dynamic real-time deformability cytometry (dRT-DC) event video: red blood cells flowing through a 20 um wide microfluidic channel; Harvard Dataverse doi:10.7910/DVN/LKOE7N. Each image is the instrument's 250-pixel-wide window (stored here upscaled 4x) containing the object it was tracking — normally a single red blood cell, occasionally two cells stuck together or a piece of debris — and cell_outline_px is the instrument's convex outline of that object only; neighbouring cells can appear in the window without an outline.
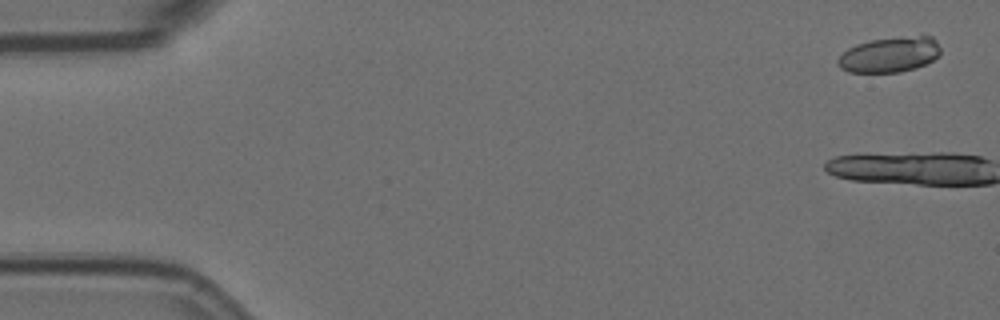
{"species": "Egyptian fruit bat (a non-hibernating species)", "species_latin": "Rousettus aegyptiacus", "temperature_condition": "room temperature", "stored_images_in_passage": 6, "camera_frame_rate_fps": 3000, "um_per_image_px": 0.085, "animal": {"sex": "female"}, "frame": {"image": 1, "passage_image": 1, "time_ms": 0.0, "image_size_px": [1000, 320], "cell_outline_px": [[940, 52], [932, 60], [916, 68], [900, 72], [848, 72], [840, 68], [836, 64], [836, 60], [848, 48], [856, 44], [872, 40], [924, 32], [932, 36], [936, 40], [940, 48]], "centroid_in_image_um": [75.65, 4.6], "position_along_channel_um": 9.3, "area_um2": 21.68}}